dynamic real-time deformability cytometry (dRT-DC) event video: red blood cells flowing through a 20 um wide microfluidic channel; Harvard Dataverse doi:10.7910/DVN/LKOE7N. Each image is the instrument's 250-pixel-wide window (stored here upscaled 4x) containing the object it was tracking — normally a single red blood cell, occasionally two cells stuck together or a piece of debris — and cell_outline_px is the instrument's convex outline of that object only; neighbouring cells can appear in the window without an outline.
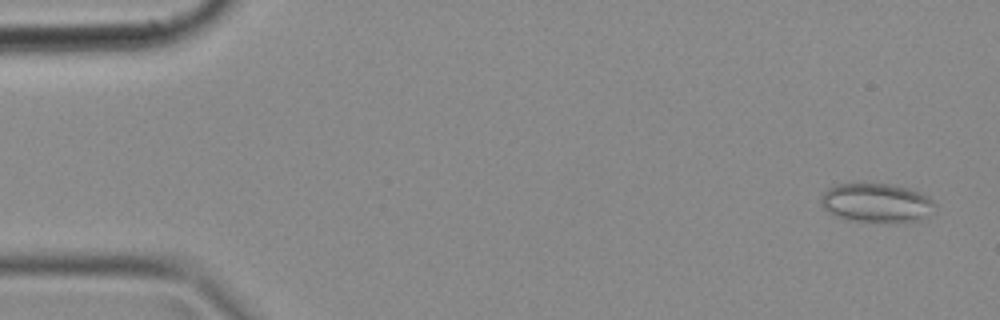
{"species": "common noctule bat (a hibernating species)", "species_latin": "Nyctalus noctula", "temperature_condition": "cold", "stored_images_in_passage": 49, "camera_frame_rate_fps": 3000, "um_per_image_px": 0.085, "animal": {"sex": "female", "body_mass_g": 18.4}, "frame": {"image": 1, "passage_image": 2, "time_ms": 0.333, "image_size_px": [1000, 320], "cell_outline_px": [[936, 204], [924, 220], [904, 224], [852, 220], [836, 216], [828, 212], [820, 204], [820, 196], [828, 188], [836, 184], [892, 184], [908, 188], [920, 192], [928, 196]], "centroid_in_image_um": [74.53, 17.27], "position_along_channel_um": 10.5, "area_um2": 26.41}}
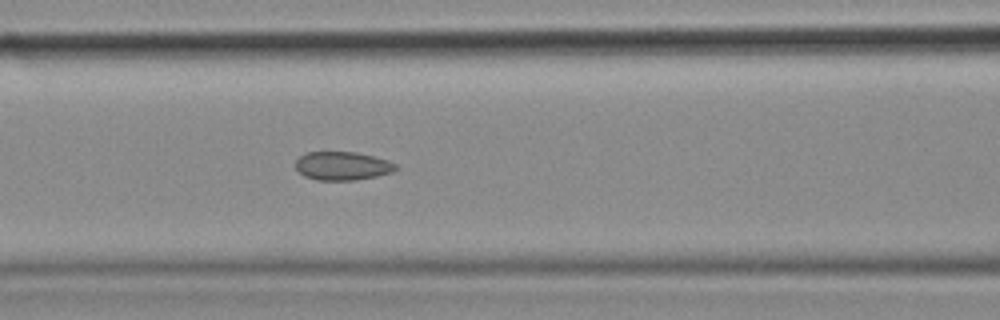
{"frame": {"image": 2, "passage_image": 20, "time_ms": 6.333, "image_size_px": [1000, 320], "cell_outline_px": [[396, 168], [392, 172], [376, 176], [356, 180], [316, 180], [304, 176], [296, 168], [296, 160], [304, 152], [356, 152], [388, 160], [396, 164]], "centroid_in_image_um": [29.08, 14.1], "position_along_channel_um": 137.5, "area_um2": 16.59}}
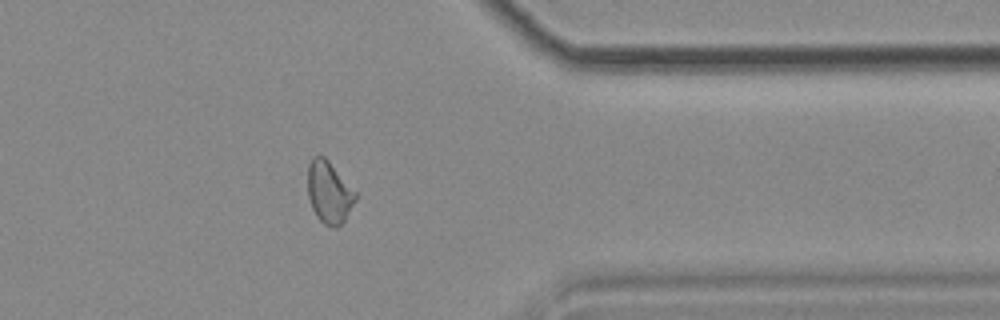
{"frame": {"image": 3, "passage_image": 39, "time_ms": 12.667, "image_size_px": [1000, 320], "cell_outline_px": [[356, 200], [344, 220], [336, 228], [324, 224], [316, 216], [312, 208], [308, 196], [308, 164], [312, 156], [324, 156], [328, 160], [356, 192]], "centroid_in_image_um": [27.96, 16.34], "position_along_channel_um": 383.4, "area_um2": 17.11}}